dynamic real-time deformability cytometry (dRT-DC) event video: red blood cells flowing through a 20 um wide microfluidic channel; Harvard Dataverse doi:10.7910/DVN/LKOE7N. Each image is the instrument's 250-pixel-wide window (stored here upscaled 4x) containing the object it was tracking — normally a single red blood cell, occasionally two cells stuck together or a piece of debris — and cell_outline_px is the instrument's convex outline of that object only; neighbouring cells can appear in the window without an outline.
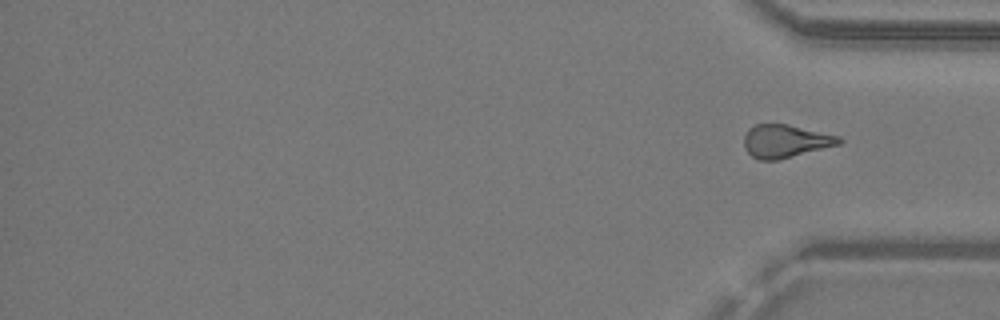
{"species": "common noctule bat (a hibernating species)", "species_latin": "Nyctalus noctula", "temperature_condition": "warm", "stored_images_in_passage": 36, "segment_of_instrument_passage": [2, 2], "camera_frame_rate_fps": 3000, "um_per_image_px": 0.085, "animal": {"sex": "male", "body_mass_g": 19.2, "forearm_length_mm": 51.8}, "frame": {"image": 1, "passage_image": 36, "time_ms": 11.667, "image_size_px": [1000, 320], "cell_outline_px": [[844, 140], [840, 144], [780, 160], [756, 160], [744, 148], [744, 136], [748, 128], [756, 124], [788, 124], [840, 136]], "centroid_in_image_um": [66.76, 12.0], "position_along_channel_um": 368.4, "area_um2": 18.5}}